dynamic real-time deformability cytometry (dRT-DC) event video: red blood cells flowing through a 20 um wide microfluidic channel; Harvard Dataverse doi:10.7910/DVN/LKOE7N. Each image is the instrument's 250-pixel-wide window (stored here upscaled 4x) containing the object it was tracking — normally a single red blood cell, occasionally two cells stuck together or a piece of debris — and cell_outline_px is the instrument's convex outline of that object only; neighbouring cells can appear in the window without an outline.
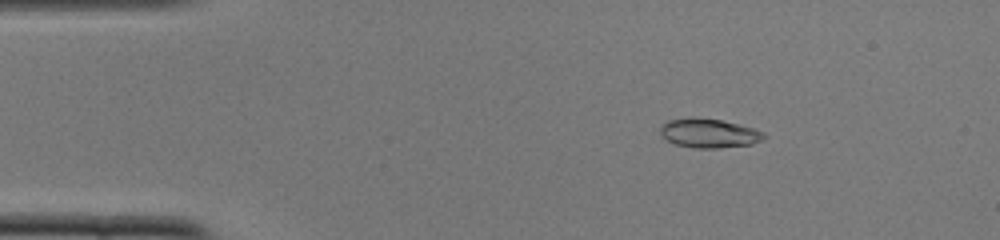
{"species": "common noctule bat (a hibernating species)", "species_latin": "Nyctalus noctula", "temperature_condition": "cold", "stored_images_in_passage": 51, "camera_frame_rate_fps": 3000, "um_per_image_px": 0.085, "animal": {"sex": "female", "body_mass_g": 22.0, "forearm_length_mm": 56.7}, "frame": {"image": 1, "passage_image": 8, "time_ms": 2.333, "image_size_px": [1000, 240], "cell_outline_px": [[768, 136], [752, 144], [716, 148], [692, 148], [676, 144], [660, 136], [660, 128], [668, 120], [688, 116], [696, 116], [720, 120], [752, 128], [764, 132]], "centroid_in_image_um": [60.22, 11.31], "position_along_channel_um": 24.8, "area_um2": 17.69}}
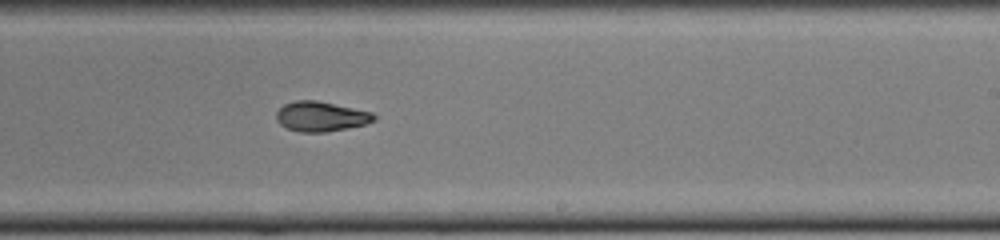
{"frame": {"image": 2, "passage_image": 31, "time_ms": 10.0, "image_size_px": [1000, 240], "cell_outline_px": [[376, 120], [364, 124], [348, 128], [324, 132], [300, 132], [288, 128], [280, 124], [276, 120], [276, 112], [284, 104], [296, 100], [316, 100], [372, 112], [376, 116]], "centroid_in_image_um": [27.27, 9.9], "position_along_channel_um": 261.7, "area_um2": 16.94}}
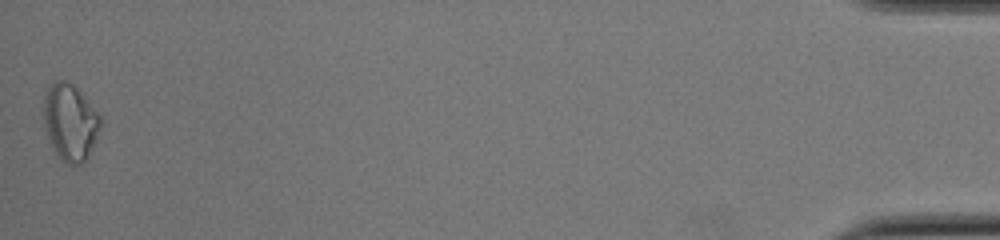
{"frame": {"image": 3, "passage_image": 51, "time_ms": 16.667, "image_size_px": [1000, 240], "cell_outline_px": [[104, 120], [92, 148], [88, 156], [80, 164], [68, 164], [56, 152], [48, 136], [44, 124], [44, 96], [48, 84], [56, 80], [64, 80], [72, 84], [80, 92]], "centroid_in_image_um": [5.98, 10.35], "position_along_channel_um": 429.2, "area_um2": 25.09}, "authors_computed_cell_mechanics": {"area_um2": 17.2822, "velocity_mm_per_s": 3.918, "shape_relaxation_time_tau1_ms": 7.8036, "shape_relaxation_time_tau2_ms": 5.191, "deformation_change_tau1": 0.2158, "deformation_change_tau2": 0.1033}}